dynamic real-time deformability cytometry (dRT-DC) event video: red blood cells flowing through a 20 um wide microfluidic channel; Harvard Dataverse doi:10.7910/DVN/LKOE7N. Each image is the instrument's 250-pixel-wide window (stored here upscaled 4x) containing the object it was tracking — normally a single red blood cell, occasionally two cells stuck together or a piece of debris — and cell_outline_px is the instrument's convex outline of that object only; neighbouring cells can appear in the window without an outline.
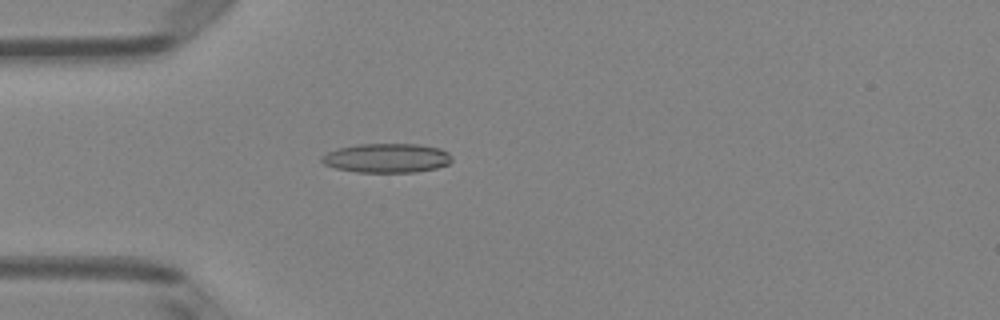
{"species": "Egyptian fruit bat (a non-hibernating species)", "species_latin": "Rousettus aegyptiacus", "temperature_condition": "room temperature", "stored_images_in_passage": 42, "camera_frame_rate_fps": 3000, "um_per_image_px": 0.085, "animal": {"sex": "female"}, "frame": {"image": 1, "passage_image": 7, "time_ms": 2.0, "image_size_px": [1000, 320], "cell_outline_px": [[452, 160], [448, 164], [436, 168], [416, 172], [356, 172], [336, 168], [324, 164], [320, 160], [320, 156], [336, 148], [356, 144], [420, 144], [440, 148], [448, 152], [452, 156]], "centroid_in_image_um": [32.87, 13.43], "position_along_channel_um": 52.1, "area_um2": 22.37}}
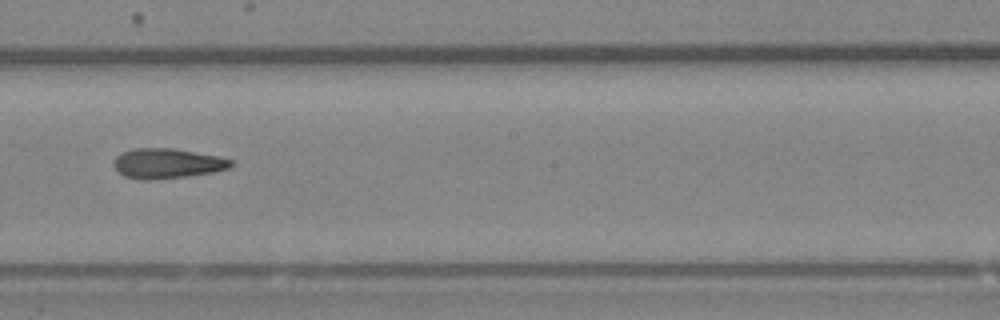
{"frame": {"image": 2, "passage_image": 21, "time_ms": 6.667, "image_size_px": [1000, 320], "cell_outline_px": [[232, 164], [228, 168], [212, 172], [188, 176], [152, 180], [140, 180], [124, 176], [116, 172], [112, 164], [116, 156], [132, 148], [172, 148], [220, 156], [232, 160]], "centroid_in_image_um": [14.16, 13.89], "position_along_channel_um": 234.0, "area_um2": 20.63}}
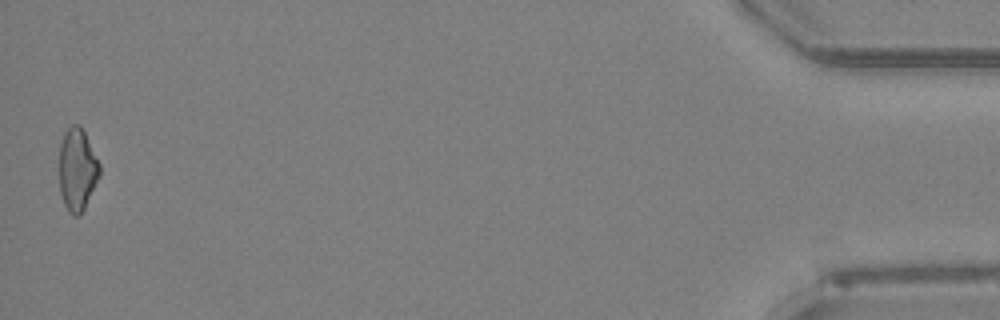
{"frame": {"image": 3, "passage_image": 42, "time_ms": 13.667, "image_size_px": [1000, 320], "cell_outline_px": [[100, 176], [80, 216], [72, 216], [68, 212], [64, 204], [60, 192], [60, 144], [64, 132], [72, 124], [80, 124], [100, 164]], "centroid_in_image_um": [6.57, 14.43], "position_along_channel_um": 428.6, "area_um2": 19.36}, "authors_computed_cell_mechanics": {"area_um2": 20.2011, "velocity_mm_per_s": 4.1012, "shape_relaxation_time_tau1_ms": null, "shape_relaxation_time_tau2_ms": 2.4429, "deformation_change_tau1": null, "deformation_change_tau2": 0.124}}